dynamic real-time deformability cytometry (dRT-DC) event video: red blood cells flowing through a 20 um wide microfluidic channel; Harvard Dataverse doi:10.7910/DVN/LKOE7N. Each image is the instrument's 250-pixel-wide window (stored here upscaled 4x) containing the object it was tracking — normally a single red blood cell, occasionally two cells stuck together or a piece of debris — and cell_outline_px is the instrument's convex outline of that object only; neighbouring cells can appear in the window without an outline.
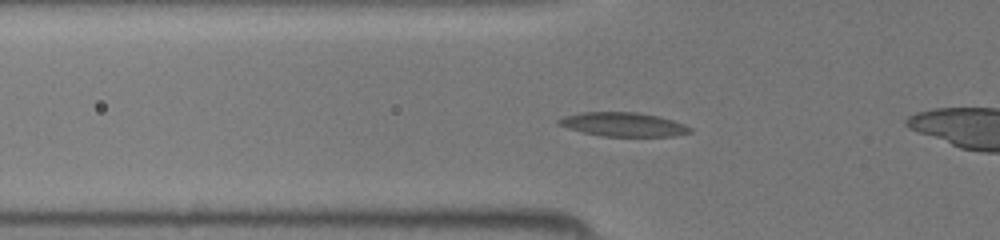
{"species": "common noctule bat (a hibernating species)", "species_latin": "Nyctalus noctula", "temperature_condition": "room temperature", "stored_images_in_passage": 47, "camera_frame_rate_fps": 3000, "um_per_image_px": 0.085, "animal": {"sex": "female", "body_mass_g": 19.5, "forearm_length_mm": 54.1}, "frame": {"image": 1, "passage_image": 16, "time_ms": 5.0, "image_size_px": [1000, 240], "cell_outline_px": [[692, 132], [676, 136], [600, 136], [568, 128], [556, 124], [556, 120], [564, 116], [584, 112], [636, 112], [660, 116], [684, 124], [692, 128]], "centroid_in_image_um": [52.99, 10.57], "position_along_channel_um": 72.8, "area_um2": 18.38}}
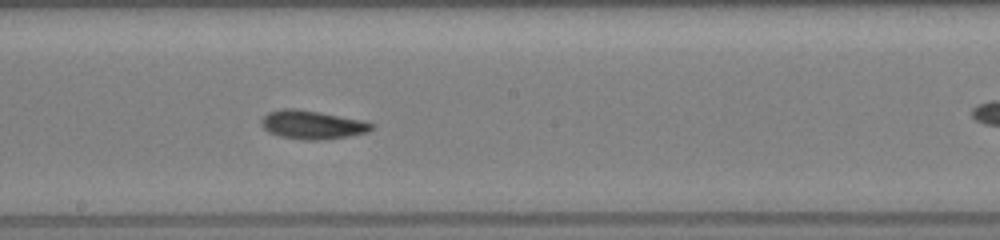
{"frame": {"image": 2, "passage_image": 26, "time_ms": 8.333, "image_size_px": [1000, 240], "cell_outline_px": [[372, 128], [368, 132], [348, 136], [320, 140], [304, 140], [280, 136], [268, 132], [264, 128], [260, 120], [268, 112], [284, 108], [296, 108], [320, 112], [364, 120], [372, 124]], "centroid_in_image_um": [26.52, 10.6], "position_along_channel_um": 221.7, "area_um2": 18.32}}
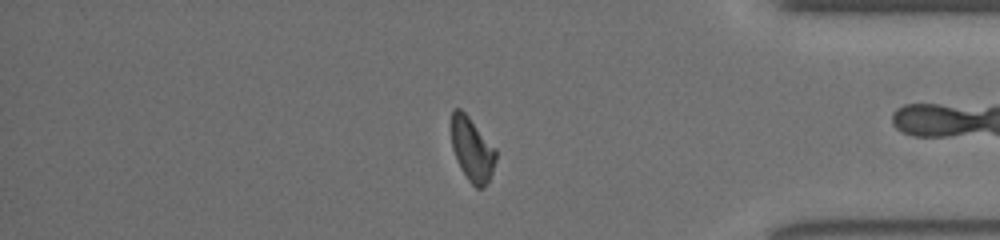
{"frame": {"image": 3, "passage_image": 39, "time_ms": 12.667, "image_size_px": [1000, 240], "cell_outline_px": [[496, 160], [492, 172], [484, 188], [476, 188], [468, 180], [460, 168], [456, 160], [452, 148], [452, 108], [460, 108], [468, 116], [496, 148]], "centroid_in_image_um": [40.13, 12.71], "position_along_channel_um": 395.1, "area_um2": 16.53}}